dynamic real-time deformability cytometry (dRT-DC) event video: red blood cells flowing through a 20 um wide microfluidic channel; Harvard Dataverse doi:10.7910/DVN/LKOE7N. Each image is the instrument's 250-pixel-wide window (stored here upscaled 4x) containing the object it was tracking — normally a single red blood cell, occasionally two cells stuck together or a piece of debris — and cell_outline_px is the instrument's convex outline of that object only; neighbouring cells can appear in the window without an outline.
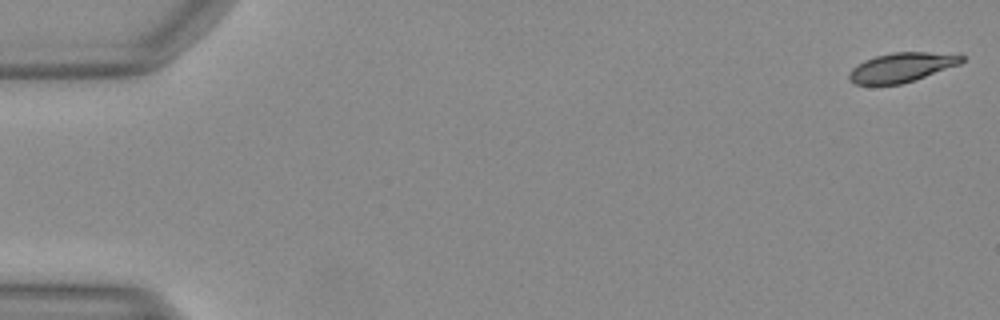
{"species": "Egyptian fruit bat (a non-hibernating species)", "species_latin": "Rousettus aegyptiacus", "temperature_condition": "warm", "stored_images_in_passage": 47, "camera_frame_rate_fps": 3000, "um_per_image_px": 0.085, "animal": {"sex": "female"}, "frame": {"image": 1, "passage_image": 1, "time_ms": 0.0, "image_size_px": [1000, 320], "cell_outline_px": [[964, 60], [960, 64], [900, 84], [856, 84], [848, 80], [848, 72], [856, 64], [864, 60], [876, 56], [892, 52], [960, 52], [964, 56]], "centroid_in_image_um": [76.67, 5.69], "position_along_channel_um": 8.3, "area_um2": 19.42}}
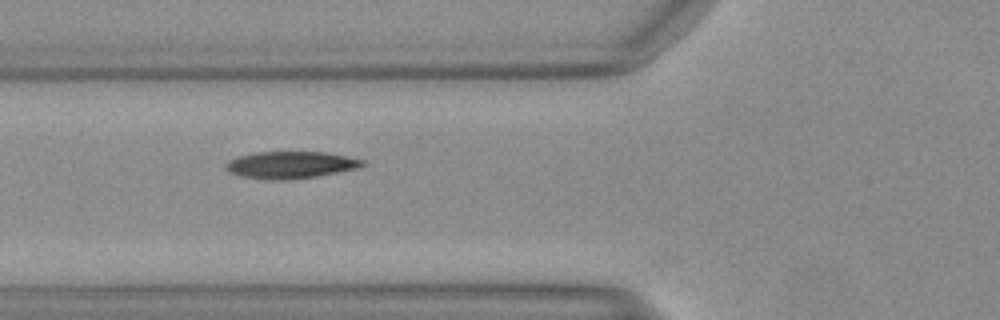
{"frame": {"image": 2, "passage_image": 19, "time_ms": 6.0, "image_size_px": [1000, 320], "cell_outline_px": [[368, 164], [360, 168], [316, 176], [288, 180], [268, 180], [240, 176], [228, 172], [224, 168], [224, 164], [228, 160], [236, 156], [256, 152], [328, 152], [348, 156], [364, 160]], "centroid_in_image_um": [24.69, 14.01], "position_along_channel_um": 101.1, "area_um2": 21.96}}
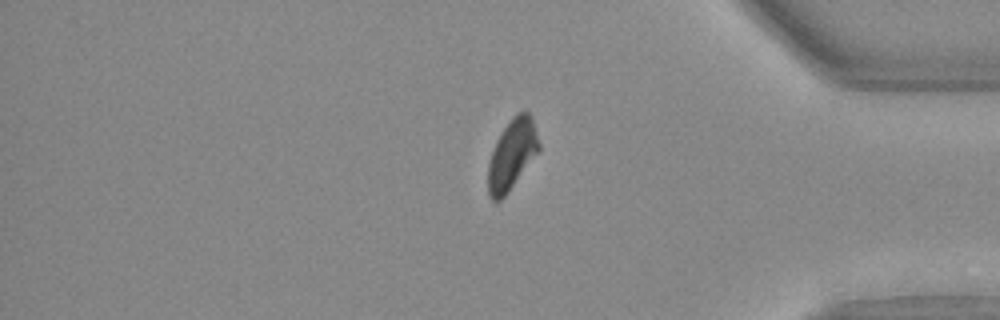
{"frame": {"image": 3, "passage_image": 42, "time_ms": 13.667, "image_size_px": [1000, 320], "cell_outline_px": [[540, 148], [508, 192], [500, 200], [492, 200], [488, 192], [488, 164], [496, 140], [512, 116], [516, 112], [528, 112], [532, 116], [540, 144]], "centroid_in_image_um": [43.51, 13.1], "position_along_channel_um": 391.7, "area_um2": 20.46}}